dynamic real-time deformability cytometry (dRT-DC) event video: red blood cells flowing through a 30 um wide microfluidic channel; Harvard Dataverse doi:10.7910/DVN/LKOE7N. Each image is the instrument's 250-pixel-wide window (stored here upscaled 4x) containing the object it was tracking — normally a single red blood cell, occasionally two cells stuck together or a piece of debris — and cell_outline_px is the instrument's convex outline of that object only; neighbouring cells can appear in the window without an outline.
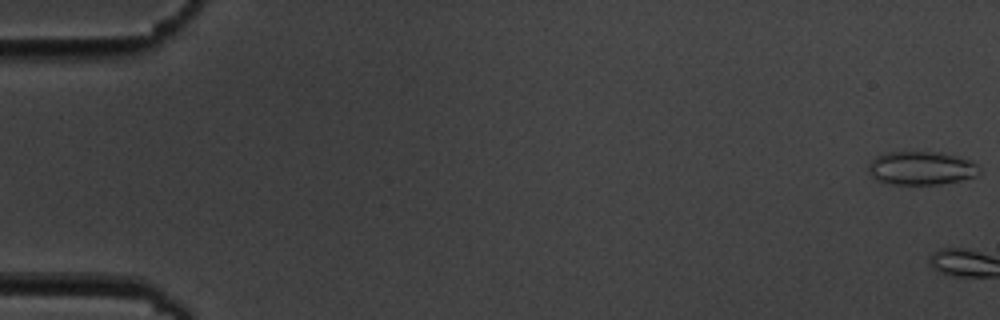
{"species": "common noctule bat (a hibernating species)", "species_latin": "Nyctalus noctula", "temperature_condition": "cold", "stored_images_in_passage": 6, "camera_frame_rate_fps": 3000, "um_per_image_px": 0.085, "animal": {"sex": "male", "body_mass_g": 19.5, "forearm_length_mm": 54.6}, "frame": {"image": 1, "passage_image": 1, "time_ms": 0.0, "image_size_px": [1000, 320], "cell_outline_px": [[980, 172], [976, 176], [960, 180], [940, 184], [892, 184], [880, 180], [872, 176], [868, 172], [868, 164], [876, 156], [888, 152], [940, 152], [972, 160], [980, 168]], "centroid_in_image_um": [78.32, 14.28], "position_along_channel_um": 6.7, "area_um2": 21.56}}
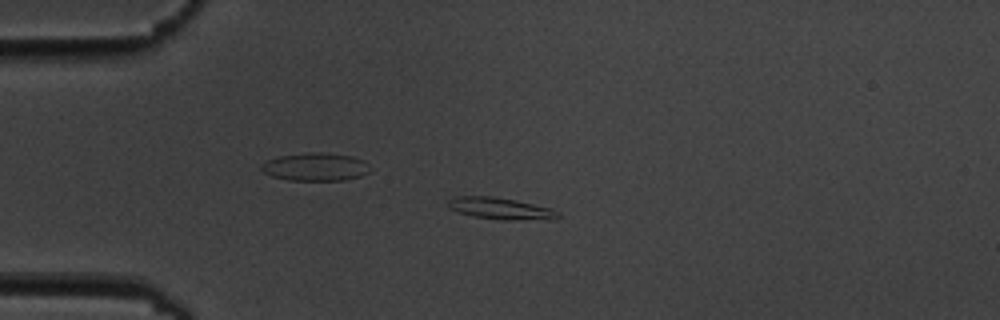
{"frame": {"image": 2, "passage_image": 5, "time_ms": 5.667, "image_size_px": [1000, 320], "cell_outline_px": [[564, 216], [556, 220], [500, 220], [472, 216], [456, 212], [448, 208], [444, 204], [452, 196], [496, 196], [516, 200], [552, 208], [560, 212]], "centroid_in_image_um": [42.58, 17.73], "position_along_channel_um": 42.4, "area_um2": 14.68}}